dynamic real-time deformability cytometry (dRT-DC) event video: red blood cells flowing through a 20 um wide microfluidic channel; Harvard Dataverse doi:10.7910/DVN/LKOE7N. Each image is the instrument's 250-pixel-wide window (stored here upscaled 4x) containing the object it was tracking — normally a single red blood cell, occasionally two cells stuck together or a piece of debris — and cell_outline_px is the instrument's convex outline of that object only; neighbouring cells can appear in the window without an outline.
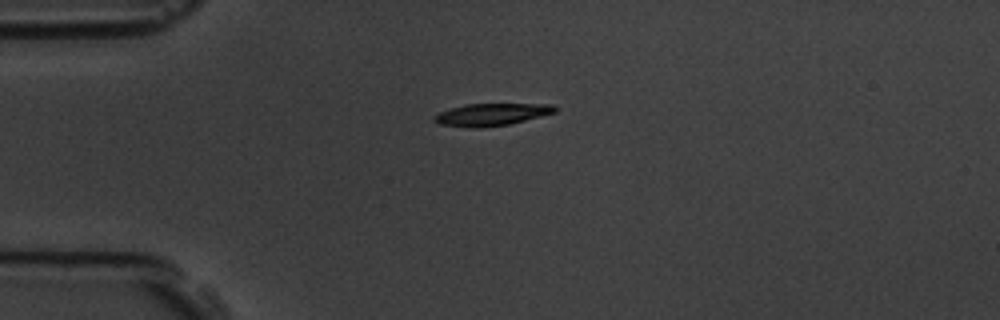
{"species": "common noctule bat (a hibernating species)", "species_latin": "Nyctalus noctula", "temperature_condition": "room temperature", "stored_images_in_passage": 13, "camera_frame_rate_fps": 3000, "um_per_image_px": 0.085, "animal": {"sex": "male", "body_mass_g": 19.5, "forearm_length_mm": 54.6}, "frame": {"image": 1, "passage_image": 1, "time_ms": 0.0, "image_size_px": [1000, 320], "cell_outline_px": [[556, 112], [508, 124], [480, 128], [476, 128], [440, 124], [432, 120], [432, 116], [440, 112], [464, 104], [552, 104], [556, 108]], "centroid_in_image_um": [41.74, 9.73], "position_along_channel_um": 43.3, "area_um2": 15.43}}
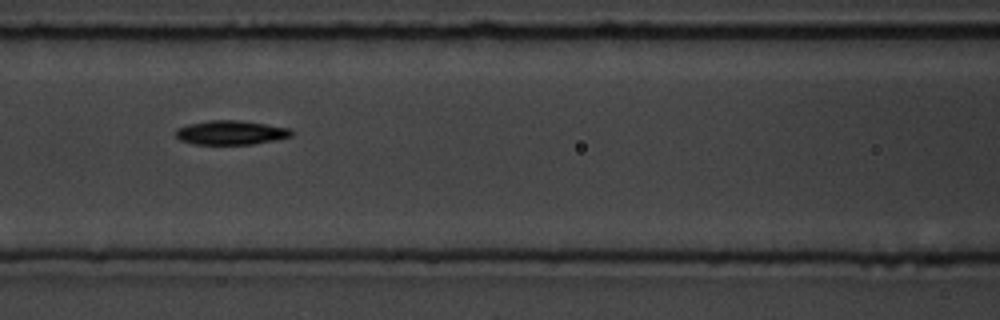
{"frame": {"image": 2, "passage_image": 4, "time_ms": 3.333, "image_size_px": [1000, 320], "cell_outline_px": [[292, 136], [276, 140], [252, 144], [196, 144], [180, 140], [176, 136], [176, 128], [188, 124], [212, 120], [236, 120], [292, 128]], "centroid_in_image_um": [19.63, 11.27], "position_along_channel_um": 147.0, "area_um2": 16.18}}
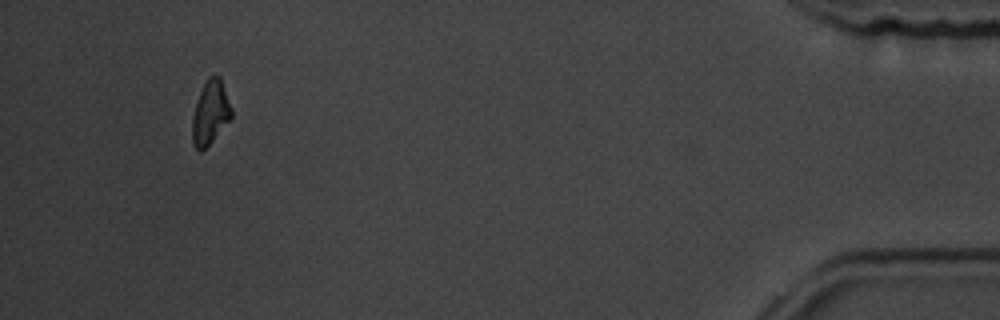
{"frame": {"image": 3, "passage_image": 12, "time_ms": 12.333, "image_size_px": [1000, 320], "cell_outline_px": [[232, 116], [212, 140], [200, 152], [192, 144], [192, 120], [196, 104], [200, 92], [208, 76], [220, 76], [232, 108]], "centroid_in_image_um": [17.87, 9.56], "position_along_channel_um": 417.3, "area_um2": 14.22}, "authors_computed_cell_mechanics": {"area_um2": 15.6638, "velocity_mm_per_s": 3.8059, "shape_relaxation_time_tau1_ms": 2.4507, "shape_relaxation_time_tau2_ms": 3.6699, "deformation_change_tau1": 0.1355, "deformation_change_tau2": 0.1117}}